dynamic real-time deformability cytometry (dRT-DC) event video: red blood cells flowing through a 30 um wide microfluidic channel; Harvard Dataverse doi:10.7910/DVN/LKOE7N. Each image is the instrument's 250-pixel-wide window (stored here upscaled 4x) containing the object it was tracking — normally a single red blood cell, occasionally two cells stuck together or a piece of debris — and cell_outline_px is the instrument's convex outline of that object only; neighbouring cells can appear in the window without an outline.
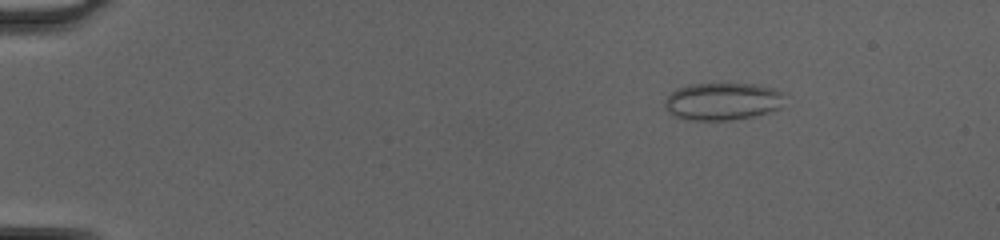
{"species": "common noctule bat (a hibernating species)", "species_latin": "Nyctalus noctula", "temperature_condition": "cold", "stored_images_in_passage": 48, "camera_frame_rate_fps": 3000, "um_per_image_px": 0.085, "animal": {"sex": "female", "body_mass_g": 20.0, "forearm_length_mm": 54.0}, "frame": {"image": 1, "passage_image": 8, "time_ms": 2.333, "image_size_px": [1000, 240], "cell_outline_px": [[784, 92], [780, 108], [756, 116], [732, 120], [684, 120], [672, 116], [664, 108], [664, 104], [668, 96], [676, 88], [688, 84], [756, 84], [772, 88]], "centroid_in_image_um": [61.38, 8.63], "position_along_channel_um": 23.6, "area_um2": 26.41}}
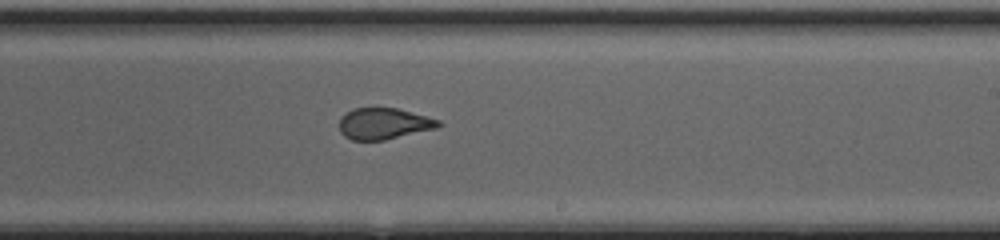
{"frame": {"image": 2, "passage_image": 32, "time_ms": 10.333, "image_size_px": [1000, 240], "cell_outline_px": [[440, 124], [436, 128], [384, 140], [352, 140], [344, 136], [340, 132], [340, 116], [352, 108], [396, 108], [440, 120]], "centroid_in_image_um": [32.57, 10.51], "position_along_channel_um": 256.4, "area_um2": 17.92}}
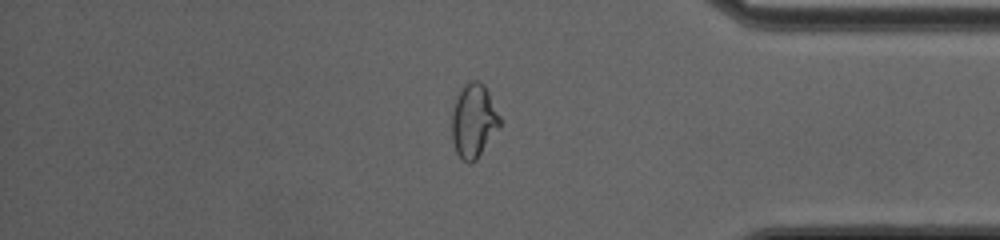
{"frame": {"image": 3, "passage_image": 43, "time_ms": 14.0, "image_size_px": [1000, 240], "cell_outline_px": [[500, 128], [476, 160], [472, 164], [468, 164], [456, 152], [452, 140], [452, 112], [456, 96], [464, 84], [468, 80], [480, 80], [484, 84], [500, 116]], "centroid_in_image_um": [40.26, 10.26], "position_along_channel_um": 394.9, "area_um2": 20.87}}